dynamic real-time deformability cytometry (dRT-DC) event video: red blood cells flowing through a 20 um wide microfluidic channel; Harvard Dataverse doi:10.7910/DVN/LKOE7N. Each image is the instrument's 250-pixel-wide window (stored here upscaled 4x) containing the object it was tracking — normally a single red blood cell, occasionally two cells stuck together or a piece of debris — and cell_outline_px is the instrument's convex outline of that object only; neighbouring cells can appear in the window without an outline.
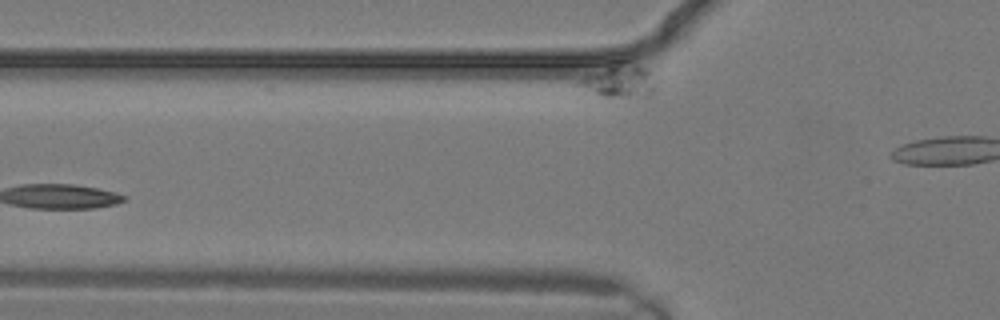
{"species": "common noctule bat (a hibernating species)", "species_latin": "Nyctalus noctula", "temperature_condition": "warm", "stored_images_in_passage": 6, "segment_of_instrument_passage": [2, 2], "camera_frame_rate_fps": 3000, "um_per_image_px": 0.085, "animal": {"sex": "male", "body_mass_g": 19.2, "forearm_length_mm": 51.8}, "frame": {"image": 1, "passage_image": 6, "time_ms": 1.667, "image_size_px": [1000, 320], "cell_outline_px": [[656, 84], [652, 92], [648, 96], [600, 96], [576, 84], [584, 76], [608, 60], [620, 60], [644, 68], [648, 72]], "centroid_in_image_um": [52.57, 6.81], "position_along_channel_um": 73.2, "area_um2": 14.91}}